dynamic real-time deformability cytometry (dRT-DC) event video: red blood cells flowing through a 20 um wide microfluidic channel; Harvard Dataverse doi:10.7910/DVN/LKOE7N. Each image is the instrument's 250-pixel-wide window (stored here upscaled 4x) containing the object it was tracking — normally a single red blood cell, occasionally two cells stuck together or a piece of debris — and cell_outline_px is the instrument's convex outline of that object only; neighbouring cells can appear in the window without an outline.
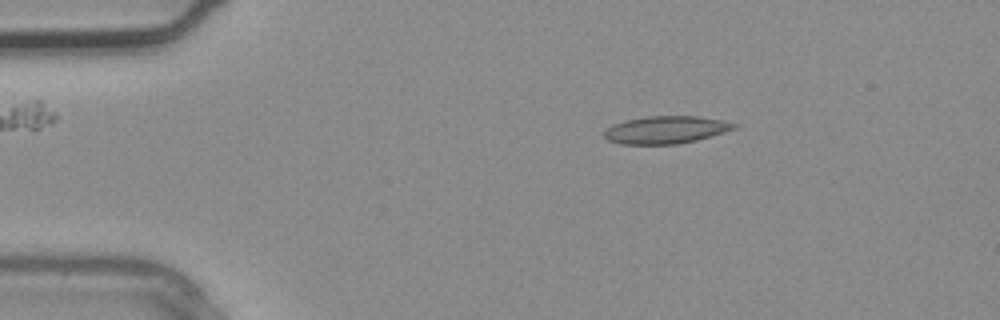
{"species": "common noctule bat (a hibernating species)", "species_latin": "Nyctalus noctula", "temperature_condition": "warm", "stored_images_in_passage": 2, "camera_frame_rate_fps": 3000, "um_per_image_px": 0.085, "animal": {"sex": "male", "body_mass_g": 20.4}, "frame": {"image": 1, "passage_image": 1, "time_ms": 0.0, "image_size_px": [1000, 320], "cell_outline_px": [[740, 124], [736, 128], [724, 132], [696, 140], [676, 144], [620, 144], [608, 140], [604, 136], [604, 128], [612, 124], [628, 120], [648, 116], [700, 116], [724, 120]], "centroid_in_image_um": [56.61, 11.03], "position_along_channel_um": 28.4, "area_um2": 20.92}}